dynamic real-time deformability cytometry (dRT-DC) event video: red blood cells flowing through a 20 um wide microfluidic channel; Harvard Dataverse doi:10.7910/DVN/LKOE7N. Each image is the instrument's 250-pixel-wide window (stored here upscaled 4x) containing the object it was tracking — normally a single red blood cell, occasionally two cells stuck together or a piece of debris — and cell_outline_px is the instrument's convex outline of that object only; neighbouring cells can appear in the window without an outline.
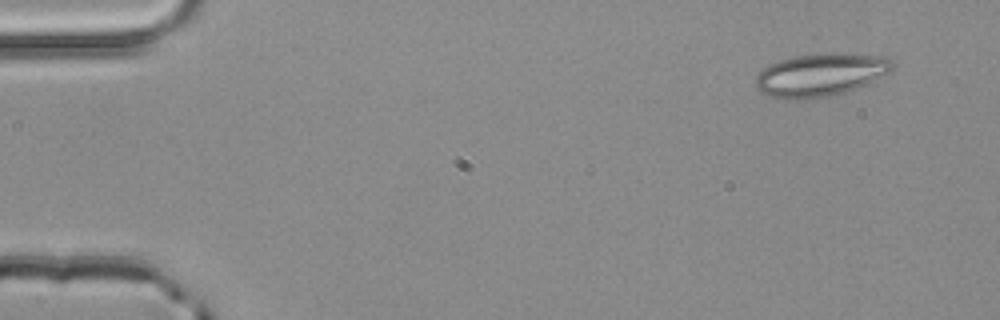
{"species": "common noctule bat (a hibernating species)", "species_latin": "Nyctalus noctula", "temperature_condition": "room temperature", "stored_images_in_passage": 4, "camera_frame_rate_fps": 3000, "um_per_image_px": 0.085, "animal": {"sex": "male", "body_mass_g": 20.4}, "frame": {"image": 1, "passage_image": 1, "time_ms": 0.0, "image_size_px": [1000, 320], "cell_outline_px": [[892, 68], [888, 72], [856, 88], [844, 92], [828, 96], [800, 100], [784, 100], [768, 96], [760, 92], [756, 88], [756, 76], [768, 64], [780, 60], [796, 56], [888, 56], [892, 60]], "centroid_in_image_um": [69.63, 6.43], "position_along_channel_um": 15.4, "area_um2": 32.89}}
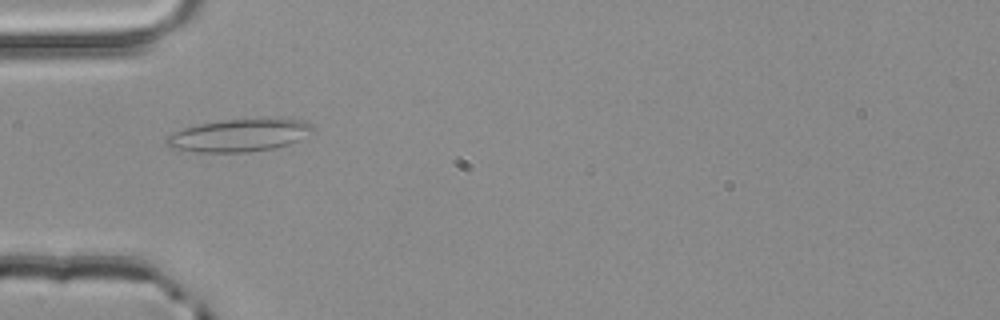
{"frame": {"image": 2, "passage_image": 3, "time_ms": 0.667, "image_size_px": [1000, 320], "cell_outline_px": [[316, 132], [288, 144], [272, 148], [248, 152], [200, 152], [172, 148], [164, 144], [164, 140], [172, 132], [184, 128], [200, 124], [224, 120], [268, 116], [300, 120], [312, 124], [316, 128]], "centroid_in_image_um": [20.4, 11.46], "position_along_channel_um": 64.6, "area_um2": 28.44}}
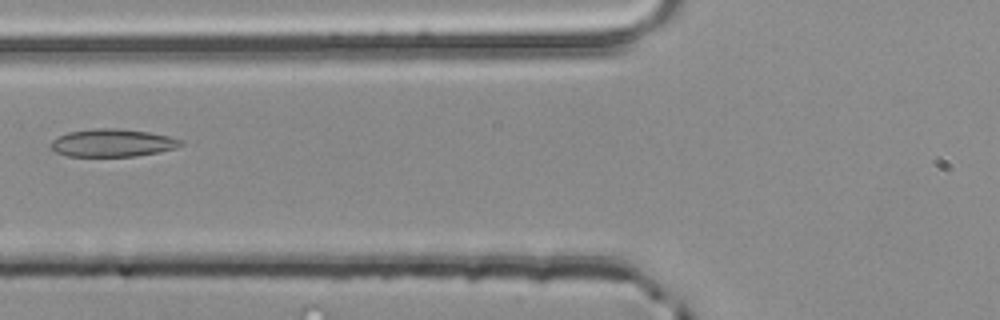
{"frame": {"image": 3, "passage_image": 4, "time_ms": 1.0, "image_size_px": [1000, 320], "cell_outline_px": [[184, 144], [176, 148], [160, 152], [136, 156], [68, 156], [56, 152], [52, 148], [52, 140], [68, 132], [96, 128], [116, 128], [148, 132], [168, 136], [184, 140]], "centroid_in_image_um": [9.61, 12.15], "position_along_channel_um": 116.2, "area_um2": 20.92}}